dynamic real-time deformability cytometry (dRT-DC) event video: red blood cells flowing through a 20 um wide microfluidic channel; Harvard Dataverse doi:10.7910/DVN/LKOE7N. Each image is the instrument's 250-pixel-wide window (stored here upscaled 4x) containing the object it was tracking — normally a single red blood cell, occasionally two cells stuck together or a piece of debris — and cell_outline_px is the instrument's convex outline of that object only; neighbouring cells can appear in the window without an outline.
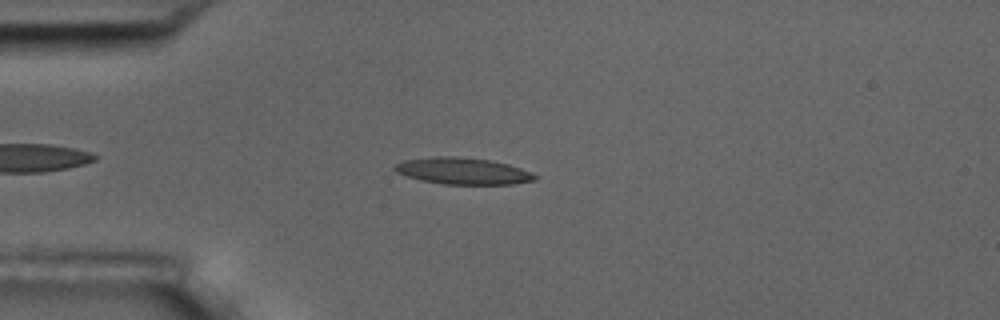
{"species": "common noctule bat (a hibernating species)", "species_latin": "Nyctalus noctula", "temperature_condition": "room temperature", "stored_images_in_passage": 46, "camera_frame_rate_fps": 3000, "um_per_image_px": 0.085, "animal": {"sex": "male", "body_mass_g": 17.5, "forearm_length_mm": 52.3}, "frame": {"image": 1, "passage_image": 8, "time_ms": 2.333, "image_size_px": [1000, 320], "cell_outline_px": [[540, 176], [536, 180], [512, 184], [444, 184], [420, 180], [396, 172], [392, 168], [396, 164], [404, 160], [432, 156], [460, 156], [488, 160], [508, 164], [520, 168]], "centroid_in_image_um": [39.34, 14.53], "position_along_channel_um": 45.7, "area_um2": 21.79}}
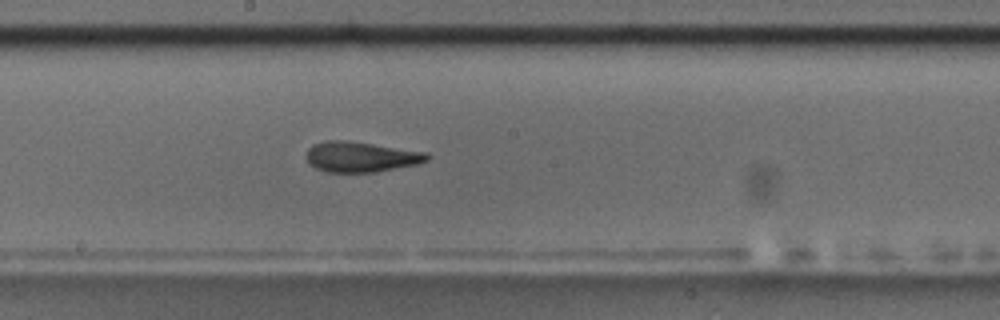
{"frame": {"image": 2, "passage_image": 24, "time_ms": 7.667, "image_size_px": [1000, 320], "cell_outline_px": [[432, 156], [428, 160], [420, 164], [376, 172], [328, 172], [316, 168], [308, 164], [308, 148], [312, 144], [324, 140], [348, 140], [428, 152]], "centroid_in_image_um": [30.73, 13.32], "position_along_channel_um": 217.5, "area_um2": 21.68}}
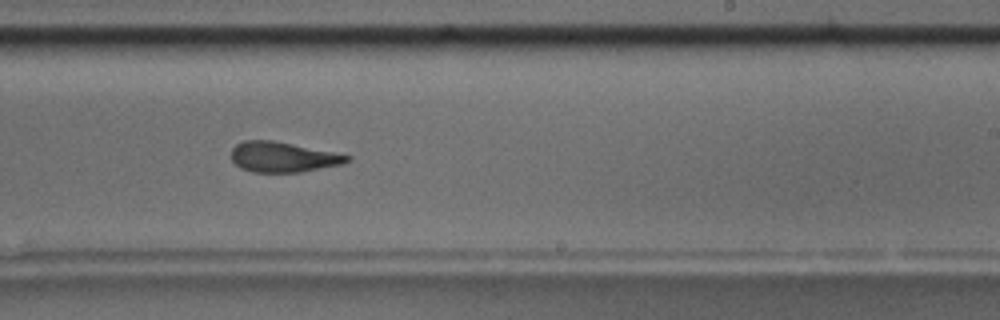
{"frame": {"image": 3, "passage_image": 28, "time_ms": 9.0, "image_size_px": [1000, 320], "cell_outline_px": [[352, 160], [340, 164], [300, 172], [252, 172], [240, 168], [232, 160], [232, 148], [236, 144], [244, 140], [272, 140], [352, 156]], "centroid_in_image_um": [24.02, 13.35], "position_along_channel_um": 265.0, "area_um2": 20.17}, "authors_computed_cell_mechanics": {"area_um2": 21.2704, "velocity_mm_per_s": 3.5669, "shape_relaxation_time_tau1_ms": 11.3609, "shape_relaxation_time_tau2_ms": 2.3099, "deformation_change_tau1": 0.3104, "deformation_change_tau2": 0.1045}}